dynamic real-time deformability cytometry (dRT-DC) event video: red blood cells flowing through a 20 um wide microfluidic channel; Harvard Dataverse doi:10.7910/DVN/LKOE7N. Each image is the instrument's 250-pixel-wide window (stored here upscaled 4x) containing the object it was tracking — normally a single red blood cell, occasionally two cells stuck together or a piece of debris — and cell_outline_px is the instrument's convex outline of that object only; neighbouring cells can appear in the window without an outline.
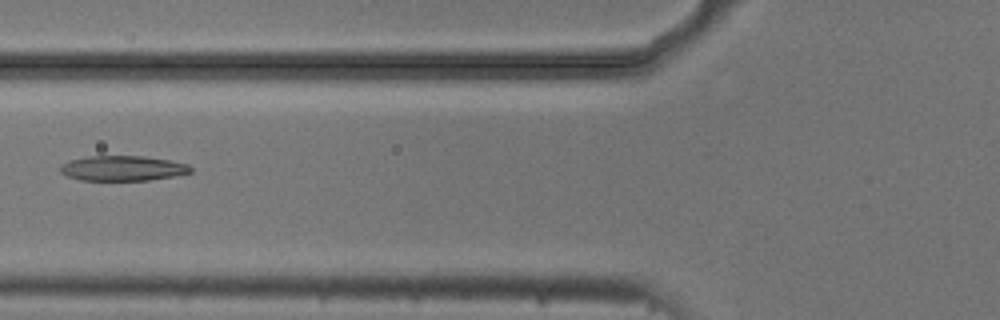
{"species": "common noctule bat (a hibernating species)", "species_latin": "Nyctalus noctula", "temperature_condition": "cold", "stored_images_in_passage": 6, "camera_frame_rate_fps": 3000, "um_per_image_px": 0.085, "animal": {"sex": "male", "body_mass_g": 20.5, "forearm_length_mm": 52.5}, "frame": {"image": 1, "passage_image": 6, "time_ms": 1.667, "image_size_px": [1000, 320], "cell_outline_px": [[192, 172], [172, 176], [148, 180], [80, 180], [68, 176], [60, 172], [60, 164], [68, 160], [88, 156], [144, 156], [168, 160], [188, 164], [192, 168]], "centroid_in_image_um": [10.39, 14.29], "position_along_channel_um": 115.4, "area_um2": 19.02}}